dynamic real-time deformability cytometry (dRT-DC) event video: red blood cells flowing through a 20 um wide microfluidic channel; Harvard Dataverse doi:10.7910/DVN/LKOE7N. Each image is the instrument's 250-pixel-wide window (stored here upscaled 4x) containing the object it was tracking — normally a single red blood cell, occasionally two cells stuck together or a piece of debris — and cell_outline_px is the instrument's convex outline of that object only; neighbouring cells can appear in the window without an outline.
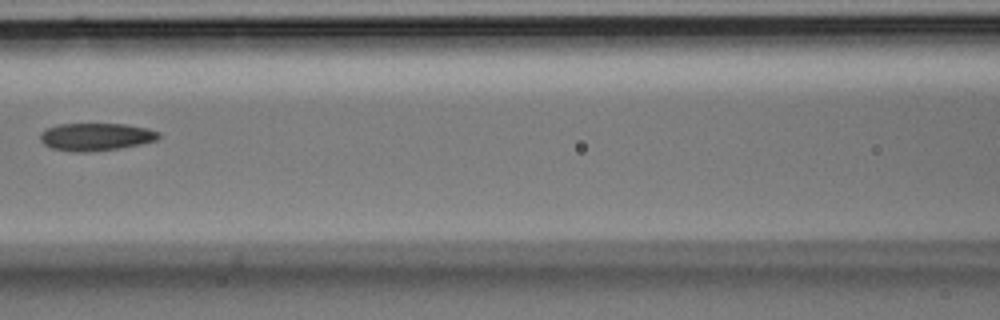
{"species": "Egyptian fruit bat (a non-hibernating species)", "species_latin": "Rousettus aegyptiacus", "temperature_condition": "room temperature", "stored_images_in_passage": 4, "camera_frame_rate_fps": 3000, "um_per_image_px": 0.085, "animal": {"sex": "male"}, "frame": {"image": 1, "passage_image": 4, "time_ms": 1.0, "image_size_px": [1000, 320], "cell_outline_px": [[160, 136], [156, 140], [140, 144], [120, 148], [88, 152], [72, 152], [52, 148], [44, 144], [40, 140], [40, 132], [44, 128], [60, 124], [124, 124], [148, 128], [160, 132]], "centroid_in_image_um": [8.13, 11.63], "position_along_channel_um": 158.5, "area_um2": 19.19}}